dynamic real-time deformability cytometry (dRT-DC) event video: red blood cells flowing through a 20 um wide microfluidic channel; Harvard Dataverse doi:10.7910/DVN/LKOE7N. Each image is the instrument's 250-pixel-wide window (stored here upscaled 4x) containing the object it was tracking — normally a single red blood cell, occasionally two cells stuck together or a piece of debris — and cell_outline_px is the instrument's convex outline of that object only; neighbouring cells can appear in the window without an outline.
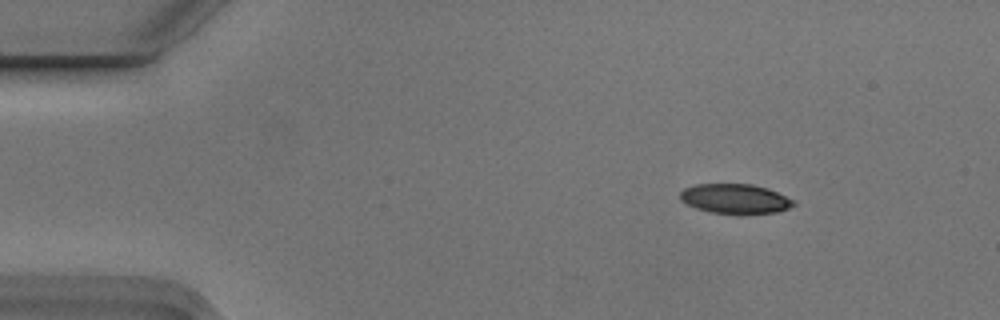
{"species": "Egyptian fruit bat (a non-hibernating species)", "species_latin": "Rousettus aegyptiacus", "temperature_condition": "cold", "stored_images_in_passage": 4, "camera_frame_rate_fps": 3000, "um_per_image_px": 0.085, "animal": {"sex": "male"}, "frame": {"image": 1, "passage_image": 4, "time_ms": 1.0, "image_size_px": [1000, 320], "cell_outline_px": [[796, 204], [788, 208], [776, 212], [708, 212], [696, 208], [680, 200], [680, 192], [684, 188], [696, 184], [752, 184], [768, 188], [796, 200]], "centroid_in_image_um": [62.49, 16.86], "position_along_channel_um": 22.5, "area_um2": 19.25}}